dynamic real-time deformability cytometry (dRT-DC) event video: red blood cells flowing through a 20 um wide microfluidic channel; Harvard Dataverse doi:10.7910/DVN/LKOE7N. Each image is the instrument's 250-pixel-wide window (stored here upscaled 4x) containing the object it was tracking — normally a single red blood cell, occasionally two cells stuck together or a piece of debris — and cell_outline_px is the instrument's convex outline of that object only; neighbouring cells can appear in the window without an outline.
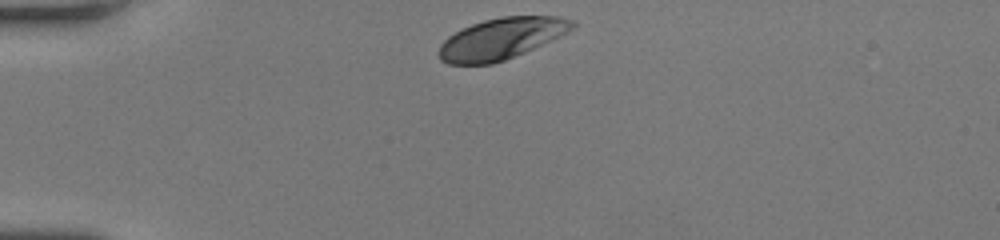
{"species": "human", "species_latin": "Homo sapiens", "temperature_condition": "room temperature", "stored_images_in_passage": 30, "camera_frame_rate_fps": 3000, "um_per_image_px": 0.085, "donor": {"sex": "female"}, "frame": {"image": 1, "passage_image": 1, "time_ms": 0.0, "image_size_px": [1000, 240], "cell_outline_px": [[576, 24], [568, 32], [524, 52], [504, 60], [492, 64], [448, 64], [440, 60], [440, 44], [448, 36], [472, 24], [484, 20], [500, 16], [560, 16], [576, 20]], "centroid_in_image_um": [42.63, 3.27], "position_along_channel_um": 42.4, "area_um2": 31.85}}
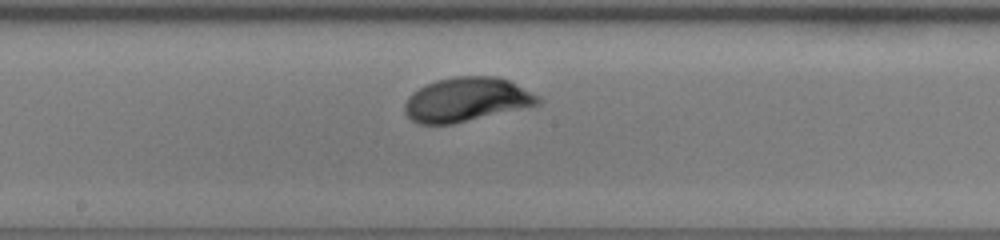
{"frame": {"image": 2, "passage_image": 16, "time_ms": 5.0, "image_size_px": [1000, 240], "cell_outline_px": [[540, 104], [452, 124], [420, 124], [412, 120], [404, 112], [404, 104], [408, 96], [412, 92], [436, 80], [456, 76], [496, 76], [508, 80], [540, 96]], "centroid_in_image_um": [39.63, 8.46], "position_along_channel_um": 208.6, "area_um2": 34.04}}
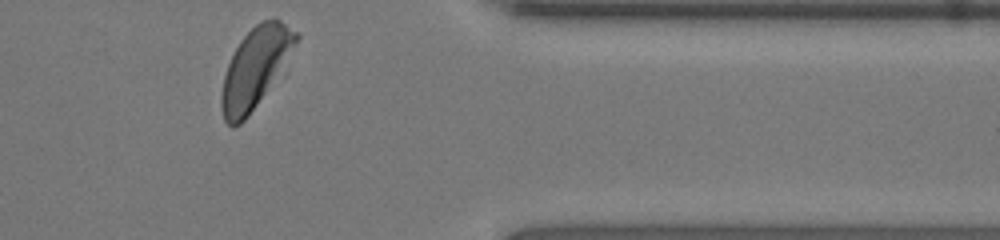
{"frame": {"image": 3, "passage_image": 30, "time_ms": 9.667, "image_size_px": [1000, 240], "cell_outline_px": [[300, 36], [264, 92], [248, 116], [240, 124], [232, 128], [224, 120], [220, 108], [220, 96], [224, 76], [228, 64], [240, 40], [260, 20], [280, 20], [296, 32]], "centroid_in_image_um": [21.61, 5.78], "position_along_channel_um": 389.8, "area_um2": 33.12}, "authors_computed_cell_mechanics": {"area_um2": 33.7552, "velocity_mm_per_s": 4.1593, "shape_relaxation_time_tau1_ms": 1.9083, "shape_relaxation_time_tau2_ms": null, "deformation_change_tau1": 0.124, "deformation_change_tau2": null}}